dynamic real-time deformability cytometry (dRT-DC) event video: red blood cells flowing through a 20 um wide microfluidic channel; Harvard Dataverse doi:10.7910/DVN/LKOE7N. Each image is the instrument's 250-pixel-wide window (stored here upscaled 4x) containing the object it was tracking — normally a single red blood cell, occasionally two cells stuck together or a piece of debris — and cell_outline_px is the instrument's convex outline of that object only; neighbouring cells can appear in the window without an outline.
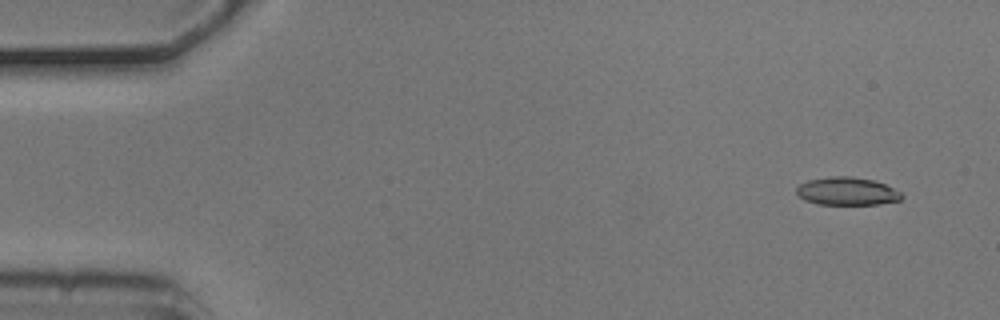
{"species": "common noctule bat (a hibernating species)", "species_latin": "Nyctalus noctula", "temperature_condition": "cold", "stored_images_in_passage": 9, "camera_frame_rate_fps": 3000, "um_per_image_px": 0.085, "animal": {"sex": "male", "body_mass_g": 20.5, "forearm_length_mm": 52.5}, "frame": {"image": 1, "passage_image": 1, "time_ms": 0.0, "image_size_px": [1000, 320], "cell_outline_px": [[904, 196], [900, 200], [880, 204], [820, 204], [804, 200], [796, 192], [796, 188], [800, 184], [808, 180], [832, 176], [852, 176], [872, 180], [884, 184], [900, 192]], "centroid_in_image_um": [71.99, 16.25], "position_along_channel_um": 13.0, "area_um2": 16.99}}
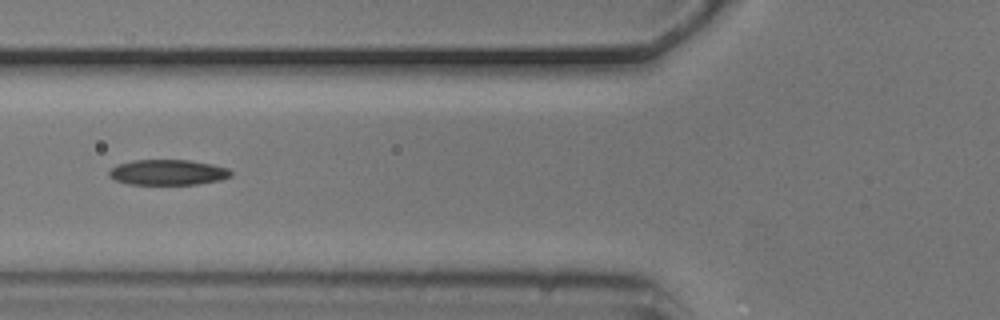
{"frame": {"image": 2, "passage_image": 6, "time_ms": 1.667, "image_size_px": [1000, 320], "cell_outline_px": [[232, 176], [220, 180], [196, 184], [128, 184], [116, 180], [108, 176], [108, 172], [112, 168], [120, 164], [132, 160], [188, 160], [212, 164], [228, 168], [232, 172]], "centroid_in_image_um": [14.28, 14.65], "position_along_channel_um": 111.5, "area_um2": 17.98}}
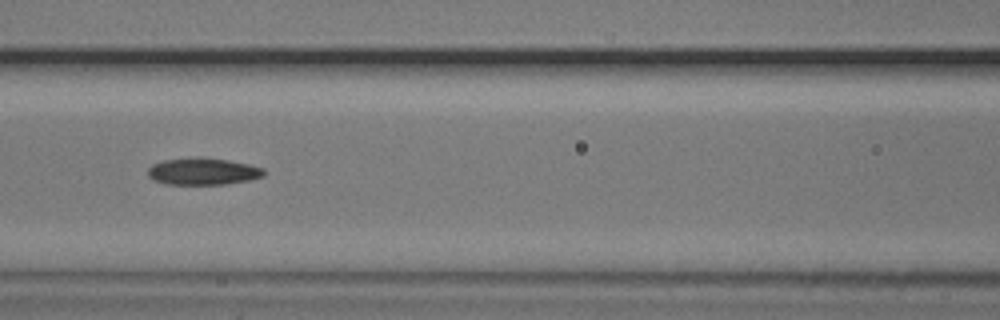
{"frame": {"image": 3, "passage_image": 7, "time_ms": 2.0, "image_size_px": [1000, 320], "cell_outline_px": [[264, 176], [248, 180], [228, 184], [164, 184], [152, 180], [148, 176], [148, 168], [152, 164], [164, 160], [196, 156], [204, 156], [228, 160], [248, 164], [264, 168]], "centroid_in_image_um": [17.22, 14.56], "position_along_channel_um": 149.4, "area_um2": 18.5}}